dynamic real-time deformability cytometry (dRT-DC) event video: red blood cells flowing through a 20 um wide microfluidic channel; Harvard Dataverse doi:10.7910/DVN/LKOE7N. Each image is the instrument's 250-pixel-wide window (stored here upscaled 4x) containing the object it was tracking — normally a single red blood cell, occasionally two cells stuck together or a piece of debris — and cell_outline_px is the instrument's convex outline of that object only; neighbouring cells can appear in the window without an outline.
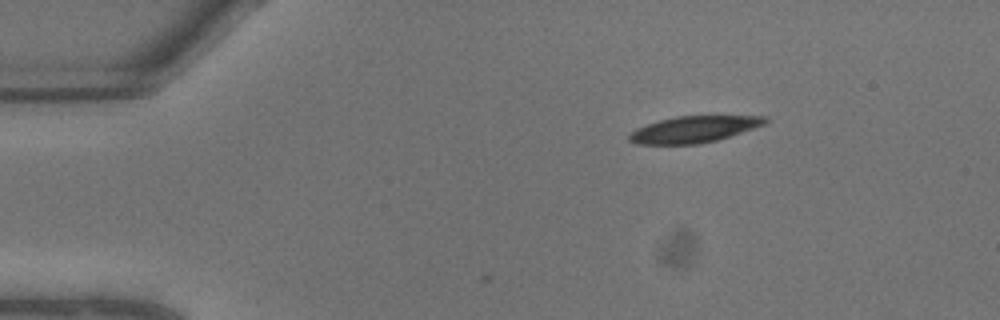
{"species": "common noctule bat (a hibernating species)", "species_latin": "Nyctalus noctula", "temperature_condition": "warm", "stored_images_in_passage": 2, "camera_frame_rate_fps": 3000, "um_per_image_px": 0.085, "animal": {"sex": "male", "body_mass_g": 13.3}, "frame": {"image": 1, "passage_image": 2, "time_ms": 0.333, "image_size_px": [1000, 320], "cell_outline_px": [[768, 120], [764, 124], [716, 140], [700, 144], [636, 144], [628, 140], [628, 136], [636, 128], [660, 120], [676, 116], [768, 116]], "centroid_in_image_um": [58.94, 10.99], "position_along_channel_um": 26.1, "area_um2": 20.63}}